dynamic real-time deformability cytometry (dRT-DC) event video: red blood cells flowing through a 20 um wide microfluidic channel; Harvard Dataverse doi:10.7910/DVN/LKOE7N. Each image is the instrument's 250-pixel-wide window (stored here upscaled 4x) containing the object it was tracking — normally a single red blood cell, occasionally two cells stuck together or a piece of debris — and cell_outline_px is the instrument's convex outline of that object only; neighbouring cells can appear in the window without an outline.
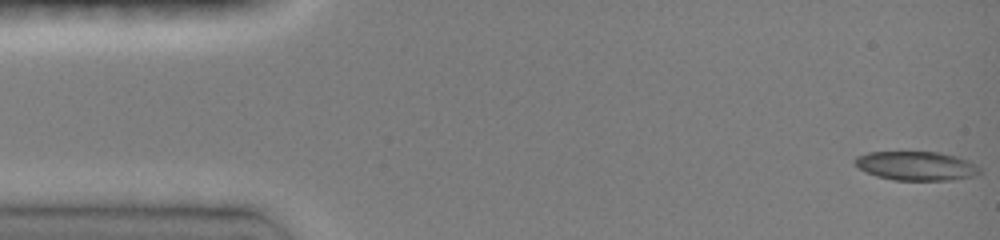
{"species": "common noctule bat (a hibernating species)", "species_latin": "Nyctalus noctula", "temperature_condition": "room temperature", "stored_images_in_passage": 76, "camera_frame_rate_fps": 3000, "um_per_image_px": 0.085, "animal": {"sex": "female", "body_mass_g": 19.0, "forearm_length_mm": 51.5}, "frame": {"image": 1, "passage_image": 1, "time_ms": 0.0, "image_size_px": [1000, 240], "cell_outline_px": [[980, 172], [976, 176], [956, 180], [896, 180], [876, 176], [860, 168], [852, 160], [856, 156], [868, 152], [940, 152], [956, 156], [968, 160], [976, 164], [980, 168]], "centroid_in_image_um": [77.92, 14.1], "position_along_channel_um": 7.1, "area_um2": 21.21}}
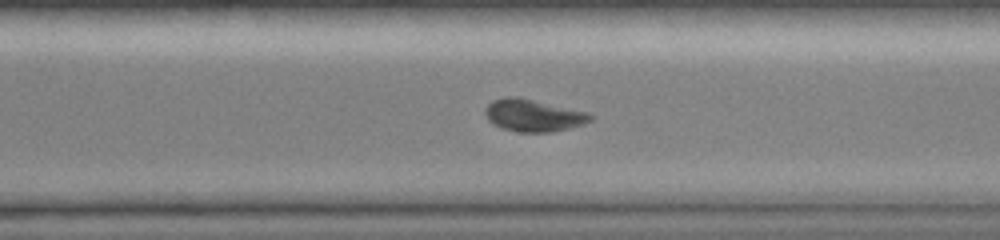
{"frame": {"image": 2, "passage_image": 51, "time_ms": 11.0, "image_size_px": [1000, 240], "cell_outline_px": [[596, 116], [592, 120], [584, 124], [552, 132], [520, 132], [500, 128], [488, 120], [484, 112], [484, 108], [492, 100], [504, 96], [516, 96], [588, 112]], "centroid_in_image_um": [45.32, 9.8], "position_along_channel_um": 325.3, "area_um2": 19.94}}
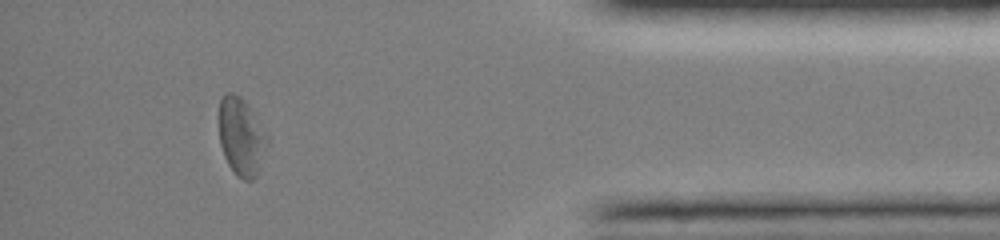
{"frame": {"image": 3, "passage_image": 68, "time_ms": 14.0, "image_size_px": [1000, 240], "cell_outline_px": [[268, 144], [256, 176], [252, 180], [244, 180], [236, 176], [228, 164], [224, 156], [220, 144], [216, 116], [220, 100], [224, 92], [232, 92], [240, 96], [244, 100], [256, 116], [268, 136]], "centroid_in_image_um": [20.46, 11.58], "position_along_channel_um": 414.7, "area_um2": 22.48}, "authors_computed_cell_mechanics": {"area_um2": 20.23, "velocity_mm_per_s": 3.9887, "shape_relaxation_time_tau1_ms": 3.159, "shape_relaxation_time_tau2_ms": null, "deformation_change_tau1": 0.1423, "deformation_change_tau2": null}}